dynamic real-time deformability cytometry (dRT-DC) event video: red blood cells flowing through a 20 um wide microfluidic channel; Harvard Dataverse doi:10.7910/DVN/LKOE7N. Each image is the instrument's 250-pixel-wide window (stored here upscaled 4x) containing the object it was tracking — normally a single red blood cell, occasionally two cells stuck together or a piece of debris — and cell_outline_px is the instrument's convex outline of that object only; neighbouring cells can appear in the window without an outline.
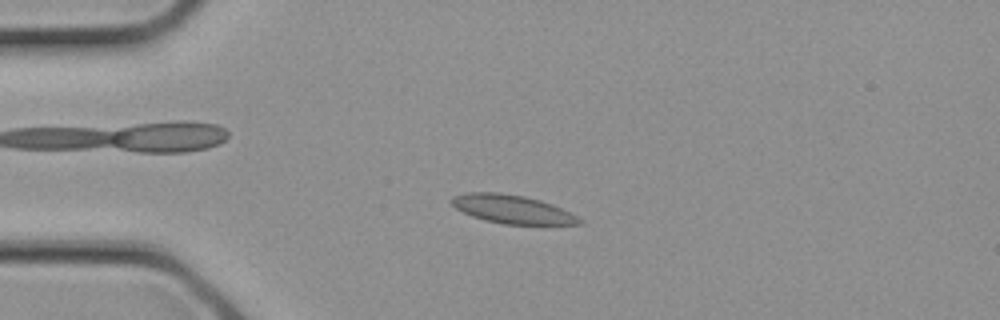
{"species": "common noctule bat (a hibernating species)", "species_latin": "Nyctalus noctula", "temperature_condition": "cold", "stored_images_in_passage": 13, "camera_frame_rate_fps": 3000, "um_per_image_px": 0.085, "animal": {"sex": "female", "body_mass_g": 21.9}, "frame": {"image": 1, "passage_image": 6, "time_ms": 1.667, "image_size_px": [1000, 320], "cell_outline_px": [[584, 220], [580, 224], [504, 224], [484, 220], [472, 216], [456, 208], [448, 200], [452, 196], [464, 192], [500, 192], [524, 196], [540, 200], [552, 204]], "centroid_in_image_um": [43.48, 17.77], "position_along_channel_um": 41.5, "area_um2": 21.15}}
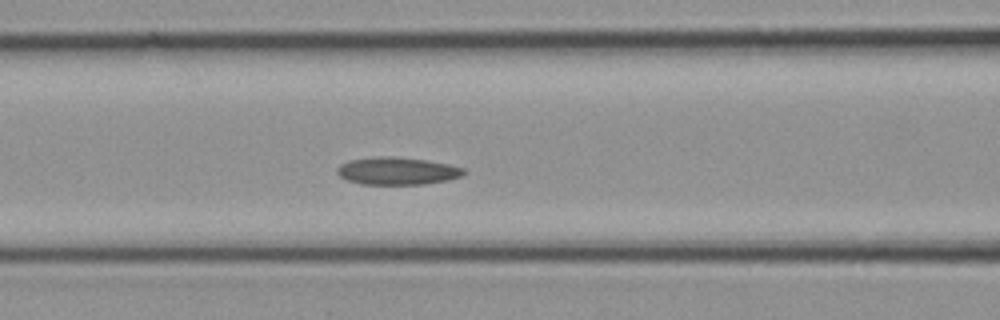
{"frame": {"image": 2, "passage_image": 11, "time_ms": 3.333, "image_size_px": [1000, 320], "cell_outline_px": [[468, 172], [464, 176], [448, 180], [424, 184], [360, 184], [348, 180], [340, 176], [336, 172], [336, 168], [340, 164], [348, 160], [376, 156], [392, 156], [424, 160], [448, 164], [464, 168]], "centroid_in_image_um": [33.77, 14.53], "position_along_channel_um": 132.8, "area_um2": 20.46}}
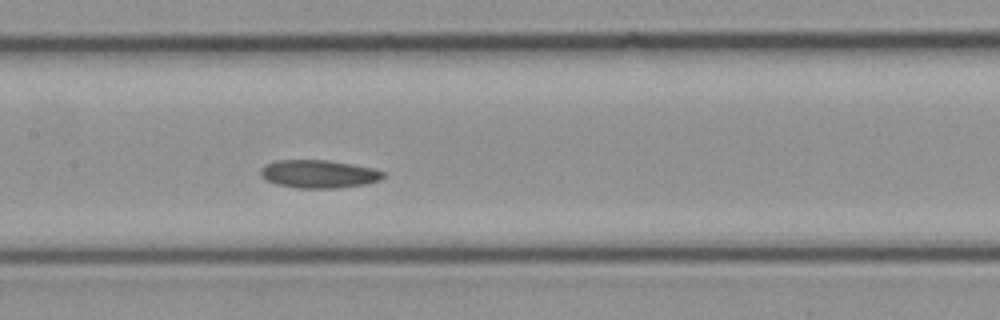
{"frame": {"image": 3, "passage_image": 13, "time_ms": 4.0, "image_size_px": [1000, 320], "cell_outline_px": [[384, 176], [380, 180], [364, 184], [336, 188], [296, 188], [276, 184], [260, 176], [260, 168], [264, 164], [276, 160], [328, 160], [376, 168], [384, 172]], "centroid_in_image_um": [27.08, 14.78], "position_along_channel_um": 180.3, "area_um2": 20.17}}